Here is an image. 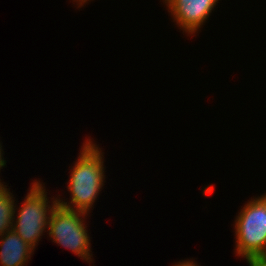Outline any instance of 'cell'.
I'll return each mask as SVG.
<instances>
[{"mask_svg": "<svg viewBox=\"0 0 266 266\" xmlns=\"http://www.w3.org/2000/svg\"><path fill=\"white\" fill-rule=\"evenodd\" d=\"M102 150L91 139L85 140L80 154L71 168L67 186L71 193L70 202L57 198V203L65 208L89 213L104 186L105 168Z\"/></svg>", "mask_w": 266, "mask_h": 266, "instance_id": "1", "label": "cell"}, {"mask_svg": "<svg viewBox=\"0 0 266 266\" xmlns=\"http://www.w3.org/2000/svg\"><path fill=\"white\" fill-rule=\"evenodd\" d=\"M234 221L237 256L266 258V194L249 200Z\"/></svg>", "mask_w": 266, "mask_h": 266, "instance_id": "2", "label": "cell"}, {"mask_svg": "<svg viewBox=\"0 0 266 266\" xmlns=\"http://www.w3.org/2000/svg\"><path fill=\"white\" fill-rule=\"evenodd\" d=\"M35 180L32 183L29 193H27L24 202L19 207L13 219L12 230L18 236L35 250V246L42 238L44 231L48 228L50 214L57 204V197L53 199L52 204L47 197L45 186ZM49 203V204H48ZM18 214V215H17Z\"/></svg>", "mask_w": 266, "mask_h": 266, "instance_id": "3", "label": "cell"}, {"mask_svg": "<svg viewBox=\"0 0 266 266\" xmlns=\"http://www.w3.org/2000/svg\"><path fill=\"white\" fill-rule=\"evenodd\" d=\"M86 214L88 215L86 212L68 209L57 203L50 214L47 232L54 243L62 245L81 257L80 259L91 263L90 235L86 230V221L84 222Z\"/></svg>", "mask_w": 266, "mask_h": 266, "instance_id": "4", "label": "cell"}, {"mask_svg": "<svg viewBox=\"0 0 266 266\" xmlns=\"http://www.w3.org/2000/svg\"><path fill=\"white\" fill-rule=\"evenodd\" d=\"M183 32L195 34L209 18L218 0H163Z\"/></svg>", "mask_w": 266, "mask_h": 266, "instance_id": "5", "label": "cell"}, {"mask_svg": "<svg viewBox=\"0 0 266 266\" xmlns=\"http://www.w3.org/2000/svg\"><path fill=\"white\" fill-rule=\"evenodd\" d=\"M33 252L34 249L13 230L0 237L1 266H26Z\"/></svg>", "mask_w": 266, "mask_h": 266, "instance_id": "6", "label": "cell"}, {"mask_svg": "<svg viewBox=\"0 0 266 266\" xmlns=\"http://www.w3.org/2000/svg\"><path fill=\"white\" fill-rule=\"evenodd\" d=\"M6 187L7 185L0 186V237L5 232L12 230L16 213L14 197Z\"/></svg>", "mask_w": 266, "mask_h": 266, "instance_id": "7", "label": "cell"}, {"mask_svg": "<svg viewBox=\"0 0 266 266\" xmlns=\"http://www.w3.org/2000/svg\"><path fill=\"white\" fill-rule=\"evenodd\" d=\"M249 266H266V258L261 259H249L247 260Z\"/></svg>", "mask_w": 266, "mask_h": 266, "instance_id": "8", "label": "cell"}, {"mask_svg": "<svg viewBox=\"0 0 266 266\" xmlns=\"http://www.w3.org/2000/svg\"><path fill=\"white\" fill-rule=\"evenodd\" d=\"M173 266H199V265H197V263H195L193 260H185V261H183L182 260V262L181 261H179L178 263H176V264H174Z\"/></svg>", "mask_w": 266, "mask_h": 266, "instance_id": "9", "label": "cell"}, {"mask_svg": "<svg viewBox=\"0 0 266 266\" xmlns=\"http://www.w3.org/2000/svg\"><path fill=\"white\" fill-rule=\"evenodd\" d=\"M2 151H3L2 150V145H1V142H0V170L2 169V167H4L6 165V160H4V158H3V154H2L3 152ZM3 185H4V183L0 182V186H3Z\"/></svg>", "mask_w": 266, "mask_h": 266, "instance_id": "10", "label": "cell"}, {"mask_svg": "<svg viewBox=\"0 0 266 266\" xmlns=\"http://www.w3.org/2000/svg\"><path fill=\"white\" fill-rule=\"evenodd\" d=\"M73 1H76L77 5H78L77 8H79L83 5H85V3H88L87 1H90V0H73Z\"/></svg>", "mask_w": 266, "mask_h": 266, "instance_id": "11", "label": "cell"}]
</instances>
